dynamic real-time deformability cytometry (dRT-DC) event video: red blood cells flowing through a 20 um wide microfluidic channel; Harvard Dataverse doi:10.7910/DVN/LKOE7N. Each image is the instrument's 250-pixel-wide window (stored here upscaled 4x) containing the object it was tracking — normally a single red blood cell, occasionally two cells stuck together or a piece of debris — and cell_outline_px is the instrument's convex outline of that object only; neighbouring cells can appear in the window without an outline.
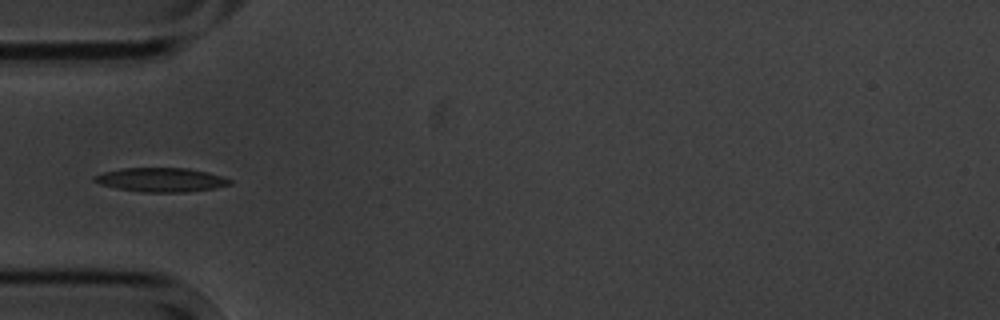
{"species": "common noctule bat (a hibernating species)", "species_latin": "Nyctalus noctula", "temperature_condition": "cold", "stored_images_in_passage": 8, "camera_frame_rate_fps": 3000, "um_per_image_px": 0.085, "animal": {"sex": "male", "body_mass_g": 20.1, "forearm_length_mm": 53.5}, "frame": {"image": 1, "passage_image": 4, "time_ms": 3.667, "image_size_px": [1000, 320], "cell_outline_px": [[232, 184], [216, 188], [184, 192], [140, 192], [116, 188], [100, 184], [92, 180], [92, 176], [104, 172], [120, 168], [188, 168], [208, 172], [224, 176], [232, 180]], "centroid_in_image_um": [13.7, 15.28], "position_along_channel_um": 71.3, "area_um2": 19.19}}
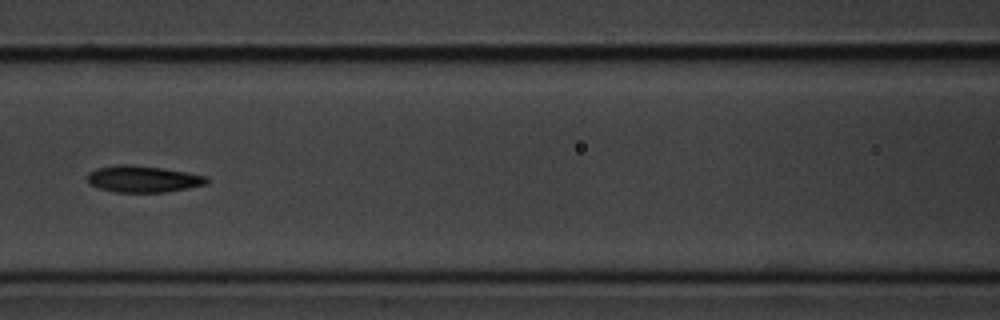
{"frame": {"image": 2, "passage_image": 6, "time_ms": 6.0, "image_size_px": [1000, 320], "cell_outline_px": [[208, 184], [168, 192], [116, 192], [100, 188], [88, 184], [88, 172], [96, 168], [116, 164], [132, 164], [188, 172], [208, 176]], "centroid_in_image_um": [12.17, 15.21], "position_along_channel_um": 154.4, "area_um2": 18.67}}
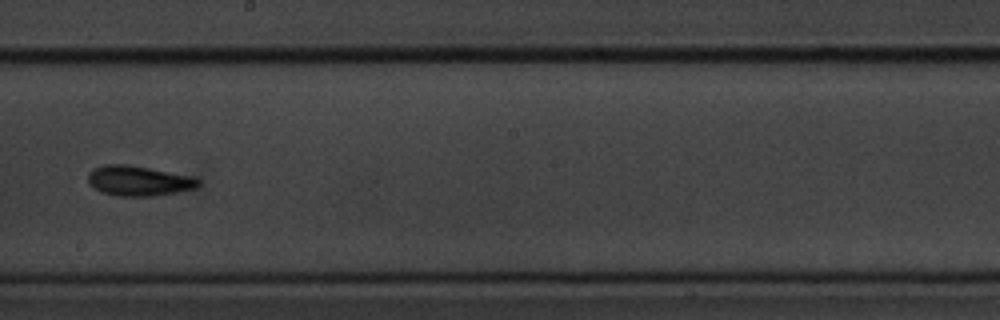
{"frame": {"image": 3, "passage_image": 8, "time_ms": 8.333, "image_size_px": [1000, 320], "cell_outline_px": [[200, 184], [196, 188], [156, 196], [116, 196], [100, 192], [92, 188], [88, 184], [88, 172], [92, 168], [104, 164], [128, 164], [188, 176], [200, 180]], "centroid_in_image_um": [11.69, 15.38], "position_along_channel_um": 236.5, "area_um2": 19.42}}